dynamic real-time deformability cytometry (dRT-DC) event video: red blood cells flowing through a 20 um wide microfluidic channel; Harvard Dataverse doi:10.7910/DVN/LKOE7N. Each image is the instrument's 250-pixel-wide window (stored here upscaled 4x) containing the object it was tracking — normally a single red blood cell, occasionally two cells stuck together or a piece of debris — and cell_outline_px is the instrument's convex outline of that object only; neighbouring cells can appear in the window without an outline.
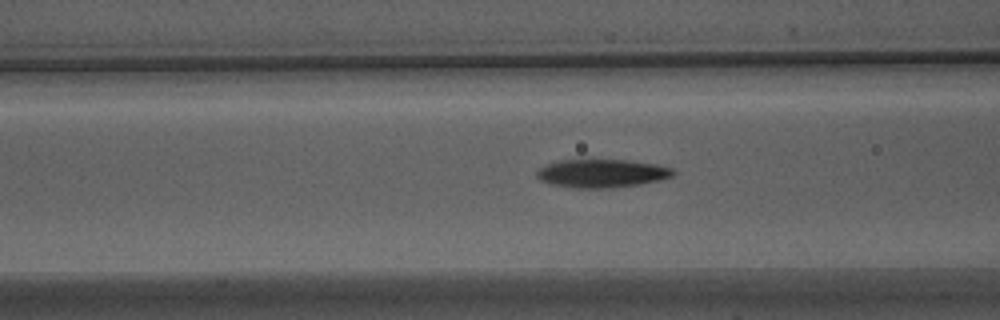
{"species": "Egyptian fruit bat (a non-hibernating species)", "species_latin": "Rousettus aegyptiacus", "temperature_condition": "warm", "stored_images_in_passage": 27, "camera_frame_rate_fps": 3000, "um_per_image_px": 0.085, "animal": {"sex": "male"}, "frame": {"image": 1, "passage_image": 6, "time_ms": 1.667, "image_size_px": [1000, 320], "cell_outline_px": [[676, 172], [672, 176], [660, 180], [640, 184], [612, 188], [576, 188], [548, 184], [540, 180], [536, 176], [536, 172], [544, 164], [560, 160], [624, 160], [656, 164], [676, 168]], "centroid_in_image_um": [51.15, 14.74], "position_along_channel_um": 115.4, "area_um2": 22.72}}
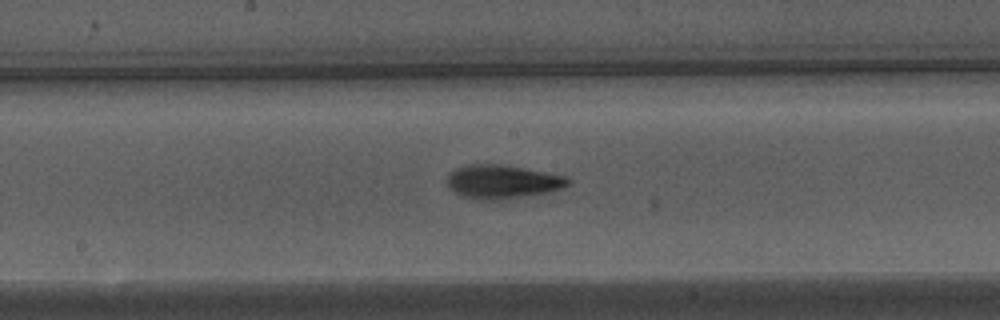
{"frame": {"image": 2, "passage_image": 13, "time_ms": 4.0, "image_size_px": [1000, 320], "cell_outline_px": [[572, 184], [564, 188], [552, 192], [492, 200], [484, 200], [464, 196], [456, 192], [448, 184], [448, 176], [456, 168], [468, 164], [500, 164], [568, 176], [572, 180]], "centroid_in_image_um": [42.81, 15.43], "position_along_channel_um": 205.4, "area_um2": 23.52}}
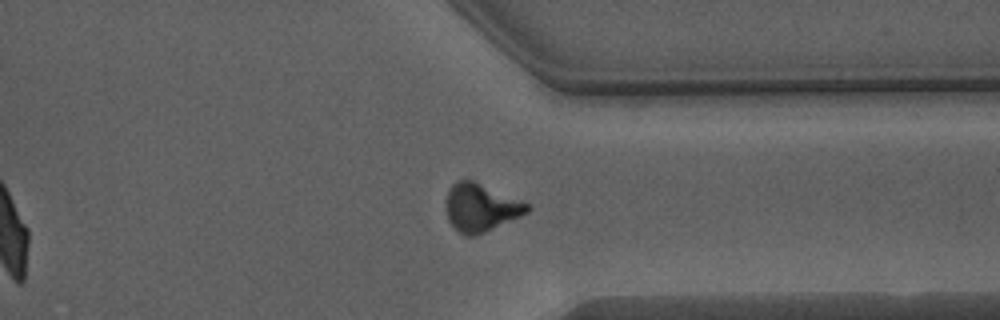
{"frame": {"image": 3, "passage_image": 26, "time_ms": 8.333, "image_size_px": [1000, 320], "cell_outline_px": [[532, 208], [528, 212], [520, 216], [476, 236], [464, 236], [448, 220], [444, 208], [444, 204], [448, 192], [452, 184], [456, 180], [472, 180], [532, 204]], "centroid_in_image_um": [40.86, 17.64], "position_along_channel_um": 370.5, "area_um2": 22.83}}